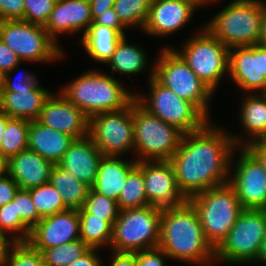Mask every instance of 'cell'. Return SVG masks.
Wrapping results in <instances>:
<instances>
[{"instance_id": "cell-24", "label": "cell", "mask_w": 266, "mask_h": 266, "mask_svg": "<svg viewBox=\"0 0 266 266\" xmlns=\"http://www.w3.org/2000/svg\"><path fill=\"white\" fill-rule=\"evenodd\" d=\"M74 138L46 127L37 120L29 121L28 147L44 159L58 164Z\"/></svg>"}, {"instance_id": "cell-34", "label": "cell", "mask_w": 266, "mask_h": 266, "mask_svg": "<svg viewBox=\"0 0 266 266\" xmlns=\"http://www.w3.org/2000/svg\"><path fill=\"white\" fill-rule=\"evenodd\" d=\"M152 0H115L113 8L122 24L144 28Z\"/></svg>"}, {"instance_id": "cell-30", "label": "cell", "mask_w": 266, "mask_h": 266, "mask_svg": "<svg viewBox=\"0 0 266 266\" xmlns=\"http://www.w3.org/2000/svg\"><path fill=\"white\" fill-rule=\"evenodd\" d=\"M78 214L80 239L89 248L110 246L113 226L107 220L89 214L84 208L78 210Z\"/></svg>"}, {"instance_id": "cell-25", "label": "cell", "mask_w": 266, "mask_h": 266, "mask_svg": "<svg viewBox=\"0 0 266 266\" xmlns=\"http://www.w3.org/2000/svg\"><path fill=\"white\" fill-rule=\"evenodd\" d=\"M137 165L136 159L125 161L118 156L103 155L98 166L97 178L91 189L117 201L129 173Z\"/></svg>"}, {"instance_id": "cell-5", "label": "cell", "mask_w": 266, "mask_h": 266, "mask_svg": "<svg viewBox=\"0 0 266 266\" xmlns=\"http://www.w3.org/2000/svg\"><path fill=\"white\" fill-rule=\"evenodd\" d=\"M189 201L198 212L206 240L216 249L243 210L236 192L227 183L198 193Z\"/></svg>"}, {"instance_id": "cell-55", "label": "cell", "mask_w": 266, "mask_h": 266, "mask_svg": "<svg viewBox=\"0 0 266 266\" xmlns=\"http://www.w3.org/2000/svg\"><path fill=\"white\" fill-rule=\"evenodd\" d=\"M183 1H186V2H189L191 4H193L196 8L198 7H201L203 5L204 7V4H210L213 2V0H183Z\"/></svg>"}, {"instance_id": "cell-20", "label": "cell", "mask_w": 266, "mask_h": 266, "mask_svg": "<svg viewBox=\"0 0 266 266\" xmlns=\"http://www.w3.org/2000/svg\"><path fill=\"white\" fill-rule=\"evenodd\" d=\"M93 22L89 0H57L44 28L57 43L59 33L85 34Z\"/></svg>"}, {"instance_id": "cell-14", "label": "cell", "mask_w": 266, "mask_h": 266, "mask_svg": "<svg viewBox=\"0 0 266 266\" xmlns=\"http://www.w3.org/2000/svg\"><path fill=\"white\" fill-rule=\"evenodd\" d=\"M239 160L228 184L234 189L243 209L266 210V171L245 148H240Z\"/></svg>"}, {"instance_id": "cell-49", "label": "cell", "mask_w": 266, "mask_h": 266, "mask_svg": "<svg viewBox=\"0 0 266 266\" xmlns=\"http://www.w3.org/2000/svg\"><path fill=\"white\" fill-rule=\"evenodd\" d=\"M110 266H137L135 253L113 251Z\"/></svg>"}, {"instance_id": "cell-16", "label": "cell", "mask_w": 266, "mask_h": 266, "mask_svg": "<svg viewBox=\"0 0 266 266\" xmlns=\"http://www.w3.org/2000/svg\"><path fill=\"white\" fill-rule=\"evenodd\" d=\"M143 178L150 206L169 208L187 201L179 190L169 161H143Z\"/></svg>"}, {"instance_id": "cell-40", "label": "cell", "mask_w": 266, "mask_h": 266, "mask_svg": "<svg viewBox=\"0 0 266 266\" xmlns=\"http://www.w3.org/2000/svg\"><path fill=\"white\" fill-rule=\"evenodd\" d=\"M26 22L45 26L57 0H23Z\"/></svg>"}, {"instance_id": "cell-42", "label": "cell", "mask_w": 266, "mask_h": 266, "mask_svg": "<svg viewBox=\"0 0 266 266\" xmlns=\"http://www.w3.org/2000/svg\"><path fill=\"white\" fill-rule=\"evenodd\" d=\"M23 0H0V21L2 20H23Z\"/></svg>"}, {"instance_id": "cell-12", "label": "cell", "mask_w": 266, "mask_h": 266, "mask_svg": "<svg viewBox=\"0 0 266 266\" xmlns=\"http://www.w3.org/2000/svg\"><path fill=\"white\" fill-rule=\"evenodd\" d=\"M0 39L21 61L50 62L62 58L63 51L44 26L25 20L0 21Z\"/></svg>"}, {"instance_id": "cell-27", "label": "cell", "mask_w": 266, "mask_h": 266, "mask_svg": "<svg viewBox=\"0 0 266 266\" xmlns=\"http://www.w3.org/2000/svg\"><path fill=\"white\" fill-rule=\"evenodd\" d=\"M49 183L56 188L67 209L80 210L83 208L90 186L78 180L73 174L68 173L58 164H54L49 178Z\"/></svg>"}, {"instance_id": "cell-11", "label": "cell", "mask_w": 266, "mask_h": 266, "mask_svg": "<svg viewBox=\"0 0 266 266\" xmlns=\"http://www.w3.org/2000/svg\"><path fill=\"white\" fill-rule=\"evenodd\" d=\"M181 49L175 51L214 92L221 78L228 72L229 48L204 26L200 33L187 40Z\"/></svg>"}, {"instance_id": "cell-38", "label": "cell", "mask_w": 266, "mask_h": 266, "mask_svg": "<svg viewBox=\"0 0 266 266\" xmlns=\"http://www.w3.org/2000/svg\"><path fill=\"white\" fill-rule=\"evenodd\" d=\"M83 208L95 217L107 220L112 226L119 216L117 201L90 189Z\"/></svg>"}, {"instance_id": "cell-18", "label": "cell", "mask_w": 266, "mask_h": 266, "mask_svg": "<svg viewBox=\"0 0 266 266\" xmlns=\"http://www.w3.org/2000/svg\"><path fill=\"white\" fill-rule=\"evenodd\" d=\"M58 93L45 101L37 121L74 139L89 136V117Z\"/></svg>"}, {"instance_id": "cell-10", "label": "cell", "mask_w": 266, "mask_h": 266, "mask_svg": "<svg viewBox=\"0 0 266 266\" xmlns=\"http://www.w3.org/2000/svg\"><path fill=\"white\" fill-rule=\"evenodd\" d=\"M154 78L177 96L194 103L208 118L212 93L173 48H163L154 65Z\"/></svg>"}, {"instance_id": "cell-28", "label": "cell", "mask_w": 266, "mask_h": 266, "mask_svg": "<svg viewBox=\"0 0 266 266\" xmlns=\"http://www.w3.org/2000/svg\"><path fill=\"white\" fill-rule=\"evenodd\" d=\"M252 94V95H250ZM240 107V120L243 124L248 141L243 142L239 147L259 141L266 135V93H250ZM250 139V140H249Z\"/></svg>"}, {"instance_id": "cell-45", "label": "cell", "mask_w": 266, "mask_h": 266, "mask_svg": "<svg viewBox=\"0 0 266 266\" xmlns=\"http://www.w3.org/2000/svg\"><path fill=\"white\" fill-rule=\"evenodd\" d=\"M91 24H99L102 26H107L112 29H116L123 36H125L124 29H126V27L120 21L113 7L107 10V12L101 13L99 16H97Z\"/></svg>"}, {"instance_id": "cell-53", "label": "cell", "mask_w": 266, "mask_h": 266, "mask_svg": "<svg viewBox=\"0 0 266 266\" xmlns=\"http://www.w3.org/2000/svg\"><path fill=\"white\" fill-rule=\"evenodd\" d=\"M11 118L8 117L6 114H4L3 112L0 111V144L3 138V133L6 129L7 126V122L10 120Z\"/></svg>"}, {"instance_id": "cell-35", "label": "cell", "mask_w": 266, "mask_h": 266, "mask_svg": "<svg viewBox=\"0 0 266 266\" xmlns=\"http://www.w3.org/2000/svg\"><path fill=\"white\" fill-rule=\"evenodd\" d=\"M33 204L41 217L66 210L61 195L49 182L29 189Z\"/></svg>"}, {"instance_id": "cell-15", "label": "cell", "mask_w": 266, "mask_h": 266, "mask_svg": "<svg viewBox=\"0 0 266 266\" xmlns=\"http://www.w3.org/2000/svg\"><path fill=\"white\" fill-rule=\"evenodd\" d=\"M228 74L244 91L266 93V47L255 44L229 48Z\"/></svg>"}, {"instance_id": "cell-6", "label": "cell", "mask_w": 266, "mask_h": 266, "mask_svg": "<svg viewBox=\"0 0 266 266\" xmlns=\"http://www.w3.org/2000/svg\"><path fill=\"white\" fill-rule=\"evenodd\" d=\"M134 152L141 161H169L180 146L183 132L133 100Z\"/></svg>"}, {"instance_id": "cell-56", "label": "cell", "mask_w": 266, "mask_h": 266, "mask_svg": "<svg viewBox=\"0 0 266 266\" xmlns=\"http://www.w3.org/2000/svg\"><path fill=\"white\" fill-rule=\"evenodd\" d=\"M6 73L0 69V92L5 87Z\"/></svg>"}, {"instance_id": "cell-47", "label": "cell", "mask_w": 266, "mask_h": 266, "mask_svg": "<svg viewBox=\"0 0 266 266\" xmlns=\"http://www.w3.org/2000/svg\"><path fill=\"white\" fill-rule=\"evenodd\" d=\"M97 250L96 248H90L85 254L74 260L68 266H103L102 260H100V257L98 258Z\"/></svg>"}, {"instance_id": "cell-29", "label": "cell", "mask_w": 266, "mask_h": 266, "mask_svg": "<svg viewBox=\"0 0 266 266\" xmlns=\"http://www.w3.org/2000/svg\"><path fill=\"white\" fill-rule=\"evenodd\" d=\"M112 71L123 75H134L147 67V56L139 46L128 44L126 37L117 43L112 58L108 61Z\"/></svg>"}, {"instance_id": "cell-32", "label": "cell", "mask_w": 266, "mask_h": 266, "mask_svg": "<svg viewBox=\"0 0 266 266\" xmlns=\"http://www.w3.org/2000/svg\"><path fill=\"white\" fill-rule=\"evenodd\" d=\"M29 120L11 118L0 144V157L5 161L28 147Z\"/></svg>"}, {"instance_id": "cell-9", "label": "cell", "mask_w": 266, "mask_h": 266, "mask_svg": "<svg viewBox=\"0 0 266 266\" xmlns=\"http://www.w3.org/2000/svg\"><path fill=\"white\" fill-rule=\"evenodd\" d=\"M265 233L266 210L243 209L227 237L215 249L216 262L256 263Z\"/></svg>"}, {"instance_id": "cell-13", "label": "cell", "mask_w": 266, "mask_h": 266, "mask_svg": "<svg viewBox=\"0 0 266 266\" xmlns=\"http://www.w3.org/2000/svg\"><path fill=\"white\" fill-rule=\"evenodd\" d=\"M89 137L103 155L134 152L133 101L121 110L90 117Z\"/></svg>"}, {"instance_id": "cell-26", "label": "cell", "mask_w": 266, "mask_h": 266, "mask_svg": "<svg viewBox=\"0 0 266 266\" xmlns=\"http://www.w3.org/2000/svg\"><path fill=\"white\" fill-rule=\"evenodd\" d=\"M82 36L81 41L85 51L90 58L100 63H108L117 43L123 37L118 30L99 24H90Z\"/></svg>"}, {"instance_id": "cell-3", "label": "cell", "mask_w": 266, "mask_h": 266, "mask_svg": "<svg viewBox=\"0 0 266 266\" xmlns=\"http://www.w3.org/2000/svg\"><path fill=\"white\" fill-rule=\"evenodd\" d=\"M114 77L97 70H90L61 89L60 93L89 118L104 112L127 107L134 99Z\"/></svg>"}, {"instance_id": "cell-54", "label": "cell", "mask_w": 266, "mask_h": 266, "mask_svg": "<svg viewBox=\"0 0 266 266\" xmlns=\"http://www.w3.org/2000/svg\"><path fill=\"white\" fill-rule=\"evenodd\" d=\"M258 261L266 264V233H265V236H264V239L262 242V246H261V250H260V253H259L258 258L256 260V263Z\"/></svg>"}, {"instance_id": "cell-36", "label": "cell", "mask_w": 266, "mask_h": 266, "mask_svg": "<svg viewBox=\"0 0 266 266\" xmlns=\"http://www.w3.org/2000/svg\"><path fill=\"white\" fill-rule=\"evenodd\" d=\"M0 266H45L40 250L28 242H13L5 253Z\"/></svg>"}, {"instance_id": "cell-46", "label": "cell", "mask_w": 266, "mask_h": 266, "mask_svg": "<svg viewBox=\"0 0 266 266\" xmlns=\"http://www.w3.org/2000/svg\"><path fill=\"white\" fill-rule=\"evenodd\" d=\"M38 81L32 73L25 72L15 81L10 79V73H6L4 89H26V86H36Z\"/></svg>"}, {"instance_id": "cell-37", "label": "cell", "mask_w": 266, "mask_h": 266, "mask_svg": "<svg viewBox=\"0 0 266 266\" xmlns=\"http://www.w3.org/2000/svg\"><path fill=\"white\" fill-rule=\"evenodd\" d=\"M0 229L6 235L8 232L12 233V242H27L31 231L19 214H16L15 203L12 201L0 207Z\"/></svg>"}, {"instance_id": "cell-8", "label": "cell", "mask_w": 266, "mask_h": 266, "mask_svg": "<svg viewBox=\"0 0 266 266\" xmlns=\"http://www.w3.org/2000/svg\"><path fill=\"white\" fill-rule=\"evenodd\" d=\"M150 72V95H135L136 101L152 115L191 133L203 129L209 118L192 102L181 99L172 90L164 87L154 78V68Z\"/></svg>"}, {"instance_id": "cell-31", "label": "cell", "mask_w": 266, "mask_h": 266, "mask_svg": "<svg viewBox=\"0 0 266 266\" xmlns=\"http://www.w3.org/2000/svg\"><path fill=\"white\" fill-rule=\"evenodd\" d=\"M117 203L120 211L149 205L144 186L143 161L138 162V165L129 173Z\"/></svg>"}, {"instance_id": "cell-57", "label": "cell", "mask_w": 266, "mask_h": 266, "mask_svg": "<svg viewBox=\"0 0 266 266\" xmlns=\"http://www.w3.org/2000/svg\"><path fill=\"white\" fill-rule=\"evenodd\" d=\"M6 161L0 157V177L6 173Z\"/></svg>"}, {"instance_id": "cell-33", "label": "cell", "mask_w": 266, "mask_h": 266, "mask_svg": "<svg viewBox=\"0 0 266 266\" xmlns=\"http://www.w3.org/2000/svg\"><path fill=\"white\" fill-rule=\"evenodd\" d=\"M90 248L81 240H74L59 246L44 249L41 253L45 266H68Z\"/></svg>"}, {"instance_id": "cell-23", "label": "cell", "mask_w": 266, "mask_h": 266, "mask_svg": "<svg viewBox=\"0 0 266 266\" xmlns=\"http://www.w3.org/2000/svg\"><path fill=\"white\" fill-rule=\"evenodd\" d=\"M51 94L38 84L26 86V89H3L0 92V111L10 118L37 120Z\"/></svg>"}, {"instance_id": "cell-1", "label": "cell", "mask_w": 266, "mask_h": 266, "mask_svg": "<svg viewBox=\"0 0 266 266\" xmlns=\"http://www.w3.org/2000/svg\"><path fill=\"white\" fill-rule=\"evenodd\" d=\"M211 124L183 134L179 148L169 160L177 186L187 200L228 183L233 150L242 143L240 136H231Z\"/></svg>"}, {"instance_id": "cell-21", "label": "cell", "mask_w": 266, "mask_h": 266, "mask_svg": "<svg viewBox=\"0 0 266 266\" xmlns=\"http://www.w3.org/2000/svg\"><path fill=\"white\" fill-rule=\"evenodd\" d=\"M102 157L103 154L87 136L74 139L58 165L92 187L97 178L98 166Z\"/></svg>"}, {"instance_id": "cell-22", "label": "cell", "mask_w": 266, "mask_h": 266, "mask_svg": "<svg viewBox=\"0 0 266 266\" xmlns=\"http://www.w3.org/2000/svg\"><path fill=\"white\" fill-rule=\"evenodd\" d=\"M54 164L32 150L26 149L6 160V173L19 189L29 190L49 182Z\"/></svg>"}, {"instance_id": "cell-2", "label": "cell", "mask_w": 266, "mask_h": 266, "mask_svg": "<svg viewBox=\"0 0 266 266\" xmlns=\"http://www.w3.org/2000/svg\"><path fill=\"white\" fill-rule=\"evenodd\" d=\"M158 247L169 259L201 265L216 261L215 249L206 240L198 212L189 200L161 209Z\"/></svg>"}, {"instance_id": "cell-4", "label": "cell", "mask_w": 266, "mask_h": 266, "mask_svg": "<svg viewBox=\"0 0 266 266\" xmlns=\"http://www.w3.org/2000/svg\"><path fill=\"white\" fill-rule=\"evenodd\" d=\"M266 3L262 0H235L206 23V28L226 47L259 43Z\"/></svg>"}, {"instance_id": "cell-17", "label": "cell", "mask_w": 266, "mask_h": 266, "mask_svg": "<svg viewBox=\"0 0 266 266\" xmlns=\"http://www.w3.org/2000/svg\"><path fill=\"white\" fill-rule=\"evenodd\" d=\"M80 239L78 210L66 209L42 219L31 229L27 242L41 252Z\"/></svg>"}, {"instance_id": "cell-48", "label": "cell", "mask_w": 266, "mask_h": 266, "mask_svg": "<svg viewBox=\"0 0 266 266\" xmlns=\"http://www.w3.org/2000/svg\"><path fill=\"white\" fill-rule=\"evenodd\" d=\"M263 166L266 171V141L259 140L244 146Z\"/></svg>"}, {"instance_id": "cell-58", "label": "cell", "mask_w": 266, "mask_h": 266, "mask_svg": "<svg viewBox=\"0 0 266 266\" xmlns=\"http://www.w3.org/2000/svg\"><path fill=\"white\" fill-rule=\"evenodd\" d=\"M261 140H264V141H266V135L261 139Z\"/></svg>"}, {"instance_id": "cell-50", "label": "cell", "mask_w": 266, "mask_h": 266, "mask_svg": "<svg viewBox=\"0 0 266 266\" xmlns=\"http://www.w3.org/2000/svg\"><path fill=\"white\" fill-rule=\"evenodd\" d=\"M92 20L113 7L115 0H89Z\"/></svg>"}, {"instance_id": "cell-43", "label": "cell", "mask_w": 266, "mask_h": 266, "mask_svg": "<svg viewBox=\"0 0 266 266\" xmlns=\"http://www.w3.org/2000/svg\"><path fill=\"white\" fill-rule=\"evenodd\" d=\"M21 63L17 54L0 39V69L11 74Z\"/></svg>"}, {"instance_id": "cell-41", "label": "cell", "mask_w": 266, "mask_h": 266, "mask_svg": "<svg viewBox=\"0 0 266 266\" xmlns=\"http://www.w3.org/2000/svg\"><path fill=\"white\" fill-rule=\"evenodd\" d=\"M137 266H165L169 256L159 247L135 252Z\"/></svg>"}, {"instance_id": "cell-51", "label": "cell", "mask_w": 266, "mask_h": 266, "mask_svg": "<svg viewBox=\"0 0 266 266\" xmlns=\"http://www.w3.org/2000/svg\"><path fill=\"white\" fill-rule=\"evenodd\" d=\"M11 238H9L1 229H0V263L5 253L7 252L9 246L12 244Z\"/></svg>"}, {"instance_id": "cell-44", "label": "cell", "mask_w": 266, "mask_h": 266, "mask_svg": "<svg viewBox=\"0 0 266 266\" xmlns=\"http://www.w3.org/2000/svg\"><path fill=\"white\" fill-rule=\"evenodd\" d=\"M18 190L19 186L16 181L7 173H4L0 177V207L11 202Z\"/></svg>"}, {"instance_id": "cell-19", "label": "cell", "mask_w": 266, "mask_h": 266, "mask_svg": "<svg viewBox=\"0 0 266 266\" xmlns=\"http://www.w3.org/2000/svg\"><path fill=\"white\" fill-rule=\"evenodd\" d=\"M195 9L183 0H152L143 30L158 37L175 33L189 22Z\"/></svg>"}, {"instance_id": "cell-7", "label": "cell", "mask_w": 266, "mask_h": 266, "mask_svg": "<svg viewBox=\"0 0 266 266\" xmlns=\"http://www.w3.org/2000/svg\"><path fill=\"white\" fill-rule=\"evenodd\" d=\"M160 228L161 208L148 205L121 210L113 224L110 248L135 253L158 247Z\"/></svg>"}, {"instance_id": "cell-39", "label": "cell", "mask_w": 266, "mask_h": 266, "mask_svg": "<svg viewBox=\"0 0 266 266\" xmlns=\"http://www.w3.org/2000/svg\"><path fill=\"white\" fill-rule=\"evenodd\" d=\"M12 202L15 203L16 214H19L21 220L30 229L42 219L33 204L29 190L19 189Z\"/></svg>"}, {"instance_id": "cell-52", "label": "cell", "mask_w": 266, "mask_h": 266, "mask_svg": "<svg viewBox=\"0 0 266 266\" xmlns=\"http://www.w3.org/2000/svg\"><path fill=\"white\" fill-rule=\"evenodd\" d=\"M258 44L266 47V8H265V12L262 18L261 34H260Z\"/></svg>"}]
</instances>
